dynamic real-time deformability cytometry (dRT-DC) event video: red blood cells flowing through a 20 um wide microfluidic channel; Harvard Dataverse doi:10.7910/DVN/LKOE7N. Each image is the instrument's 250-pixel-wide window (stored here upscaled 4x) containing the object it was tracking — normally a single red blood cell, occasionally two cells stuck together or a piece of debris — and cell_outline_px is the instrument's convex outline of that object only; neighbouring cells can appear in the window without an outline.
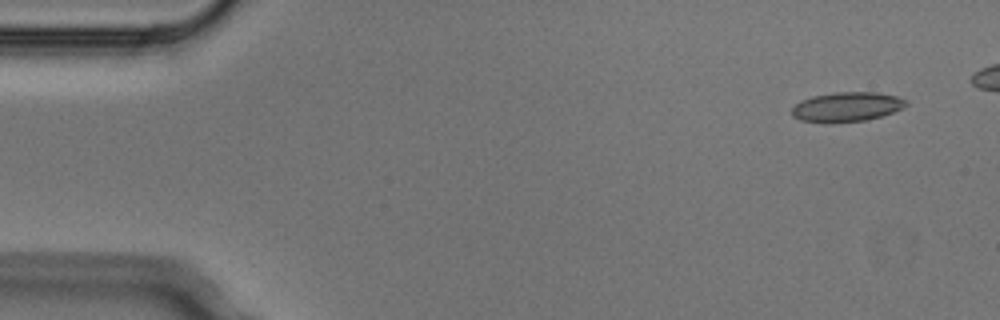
{"species": "Egyptian fruit bat (a non-hibernating species)", "species_latin": "Rousettus aegyptiacus", "temperature_condition": "cold", "stored_images_in_passage": 4, "camera_frame_rate_fps": 3000, "um_per_image_px": 0.085, "animal": {"sex": "male"}, "frame": {"image": 1, "passage_image": 1, "time_ms": 0.0, "image_size_px": [1000, 320], "cell_outline_px": [[908, 104], [892, 112], [880, 116], [864, 120], [832, 124], [824, 124], [800, 120], [792, 116], [792, 108], [800, 100], [812, 96], [836, 92], [876, 92], [896, 96], [904, 100]], "centroid_in_image_um": [71.89, 9.1], "position_along_channel_um": 13.1, "area_um2": 19.77}}